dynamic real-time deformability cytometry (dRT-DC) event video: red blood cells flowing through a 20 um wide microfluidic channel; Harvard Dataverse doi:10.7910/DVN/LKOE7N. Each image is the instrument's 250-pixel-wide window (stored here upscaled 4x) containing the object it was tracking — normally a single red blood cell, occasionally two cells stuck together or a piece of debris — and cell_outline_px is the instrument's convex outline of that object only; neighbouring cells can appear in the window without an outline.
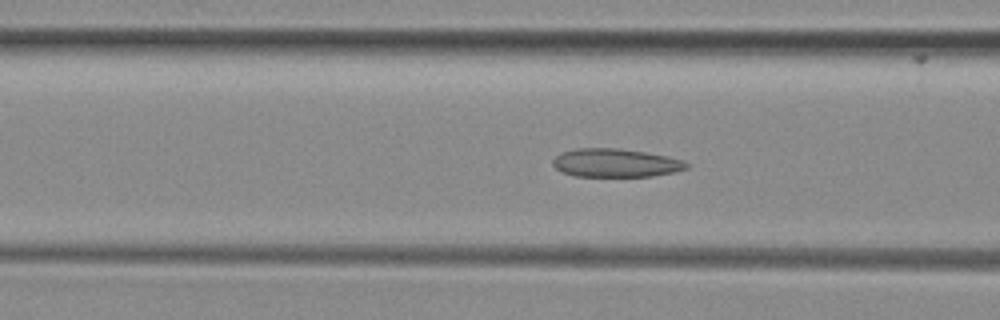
{"species": "common noctule bat (a hibernating species)", "species_latin": "Nyctalus noctula", "temperature_condition": "room temperature", "stored_images_in_passage": 51, "camera_frame_rate_fps": 3000, "um_per_image_px": 0.085, "animal": {"sex": "female", "body_mass_g": 29.2, "forearm_length_mm": 56.3}, "frame": {"image": 1, "passage_image": 19, "time_ms": 6.0, "image_size_px": [1000, 320], "cell_outline_px": [[688, 168], [672, 172], [652, 176], [576, 176], [564, 172], [556, 168], [552, 164], [552, 160], [560, 152], [576, 148], [620, 148], [668, 156], [684, 160], [688, 164]], "centroid_in_image_um": [52.31, 13.83], "position_along_channel_um": 114.3, "area_um2": 22.08}}
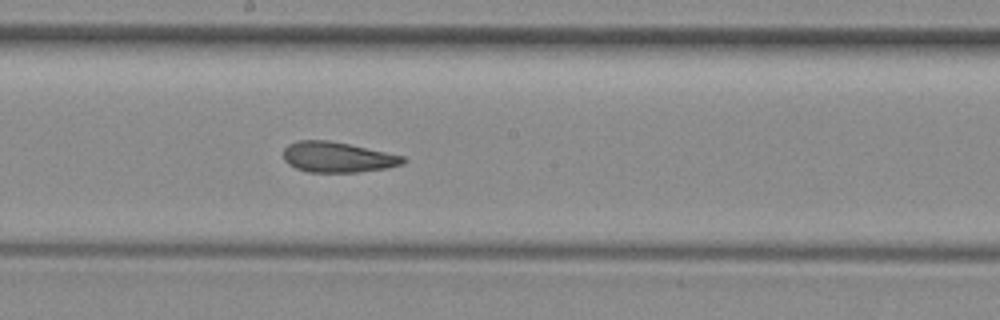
{"frame": {"image": 2, "passage_image": 27, "time_ms": 8.667, "image_size_px": [1000, 320], "cell_outline_px": [[408, 160], [404, 164], [384, 168], [360, 172], [308, 172], [296, 168], [288, 164], [284, 160], [284, 148], [288, 144], [300, 140], [328, 140], [348, 144], [404, 156]], "centroid_in_image_um": [28.69, 13.36], "position_along_channel_um": 219.5, "area_um2": 21.15}}
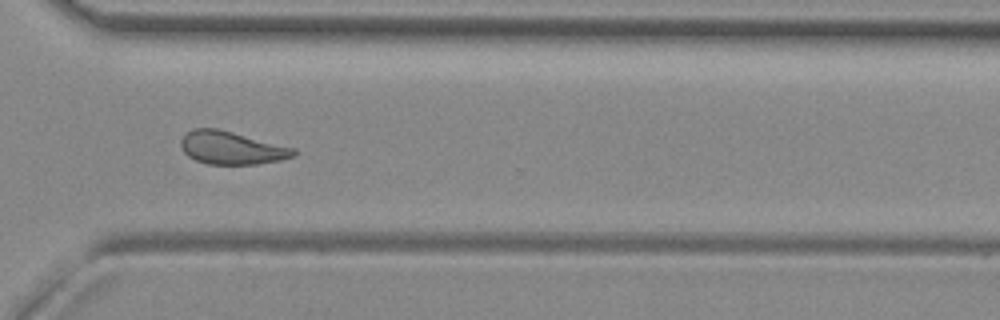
{"frame": {"image": 3, "passage_image": 37, "time_ms": 12.0, "image_size_px": [1000, 320], "cell_outline_px": [[296, 156], [280, 160], [256, 164], [208, 164], [196, 160], [188, 156], [184, 152], [180, 144], [180, 140], [188, 132], [196, 128], [216, 128], [296, 148]], "centroid_in_image_um": [19.7, 12.57], "position_along_channel_um": 350.9, "area_um2": 21.5}, "authors_computed_cell_mechanics": {"area_um2": 22.4264, "velocity_mm_per_s": 3.9535, "shape_relaxation_time_tau1_ms": null, "shape_relaxation_time_tau2_ms": 1.8946, "deformation_change_tau1": null, "deformation_change_tau2": 0.0795}}